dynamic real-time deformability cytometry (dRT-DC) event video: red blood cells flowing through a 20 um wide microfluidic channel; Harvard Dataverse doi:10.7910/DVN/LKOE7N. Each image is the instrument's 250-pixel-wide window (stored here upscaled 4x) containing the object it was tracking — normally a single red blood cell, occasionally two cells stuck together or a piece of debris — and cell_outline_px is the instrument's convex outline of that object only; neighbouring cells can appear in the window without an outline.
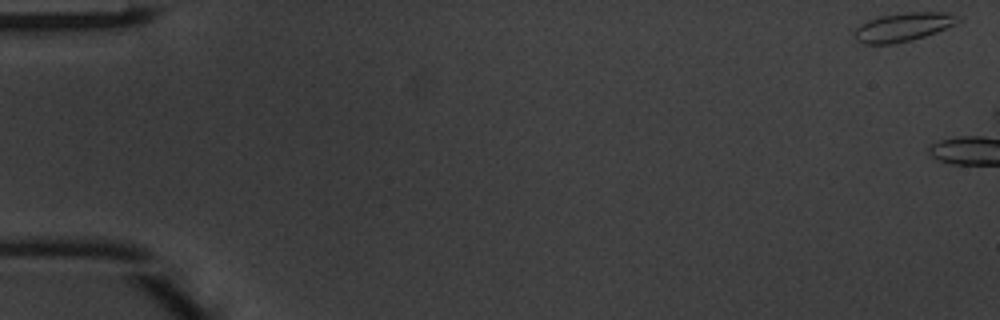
{"species": "common noctule bat (a hibernating species)", "species_latin": "Nyctalus noctula", "temperature_condition": "warm", "stored_images_in_passage": 7, "camera_frame_rate_fps": 3000, "um_per_image_px": 0.085, "animal": {"sex": "male", "body_mass_g": 20.1, "forearm_length_mm": 53.5}, "frame": {"image": 1, "passage_image": 1, "time_ms": 0.0, "image_size_px": [1000, 320], "cell_outline_px": [[960, 20], [956, 24], [936, 32], [924, 36], [892, 44], [864, 44], [856, 40], [852, 36], [852, 32], [860, 24], [868, 20], [880, 16], [904, 12], [948, 12]], "centroid_in_image_um": [76.69, 2.3], "position_along_channel_um": 8.3, "area_um2": 17.22}}